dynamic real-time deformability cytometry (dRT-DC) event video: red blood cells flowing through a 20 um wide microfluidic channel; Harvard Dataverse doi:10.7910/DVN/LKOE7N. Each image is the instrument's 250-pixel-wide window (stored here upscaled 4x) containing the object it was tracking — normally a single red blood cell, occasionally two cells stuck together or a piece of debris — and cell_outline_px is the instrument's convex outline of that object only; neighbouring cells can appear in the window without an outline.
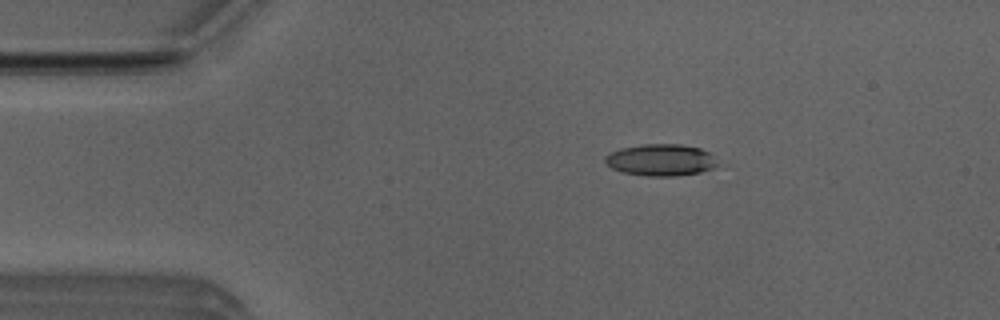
{"species": "Egyptian fruit bat (a non-hibernating species)", "species_latin": "Rousettus aegyptiacus", "temperature_condition": "room temperature", "stored_images_in_passage": 18, "camera_frame_rate_fps": 3000, "um_per_image_px": 0.085, "animal": {"sex": "male"}, "frame": {"image": 1, "passage_image": 1, "time_ms": 0.0, "image_size_px": [1000, 320], "cell_outline_px": [[716, 164], [712, 168], [700, 172], [676, 176], [644, 176], [624, 172], [612, 168], [604, 160], [604, 156], [620, 148], [640, 144], [680, 144], [700, 148], [708, 152]], "centroid_in_image_um": [56.12, 13.59], "position_along_channel_um": 28.9, "area_um2": 20.58}}
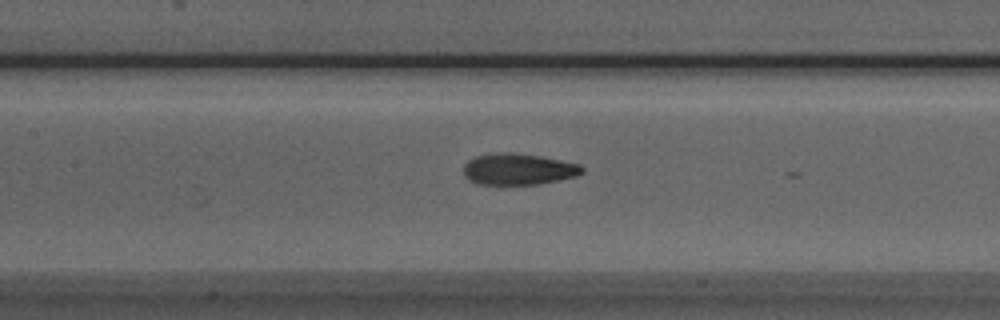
{"frame": {"image": 2, "passage_image": 15, "time_ms": 4.667, "image_size_px": [1000, 320], "cell_outline_px": [[584, 172], [576, 176], [540, 184], [476, 184], [468, 180], [464, 176], [464, 164], [468, 160], [476, 156], [496, 152], [512, 152], [540, 156], [580, 164], [584, 168]], "centroid_in_image_um": [44.04, 14.37], "position_along_channel_um": 163.4, "area_um2": 21.79}}